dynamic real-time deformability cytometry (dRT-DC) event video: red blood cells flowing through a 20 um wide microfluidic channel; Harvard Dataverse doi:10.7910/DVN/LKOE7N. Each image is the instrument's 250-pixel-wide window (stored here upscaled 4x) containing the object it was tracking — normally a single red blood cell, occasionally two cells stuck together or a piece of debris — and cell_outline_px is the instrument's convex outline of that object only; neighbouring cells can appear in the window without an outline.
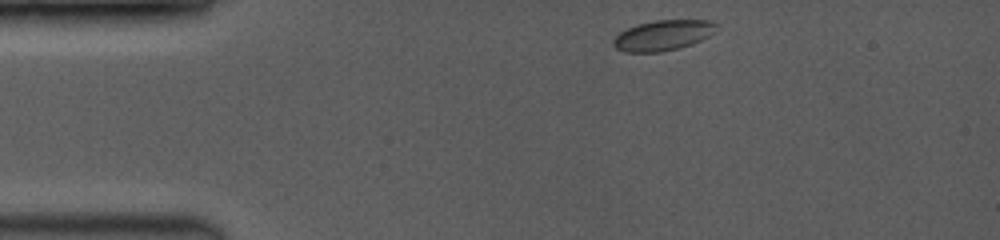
{"species": "common noctule bat (a hibernating species)", "species_latin": "Nyctalus noctula", "temperature_condition": "room temperature", "stored_images_in_passage": 37, "camera_frame_rate_fps": 3500, "um_per_image_px": 0.085, "animal": {"sex": "female", "body_mass_g": 19.0, "forearm_length_mm": 53.3}, "frame": {"image": 1, "passage_image": 1, "time_ms": 0.0, "image_size_px": [1000, 240], "cell_outline_px": [[720, 28], [716, 32], [692, 44], [680, 48], [660, 52], [624, 52], [616, 48], [612, 44], [612, 40], [620, 32], [628, 28], [640, 24], [656, 20], [708, 20], [716, 24]], "centroid_in_image_um": [56.38, 3.01], "position_along_channel_um": 28.6, "area_um2": 18.26}}
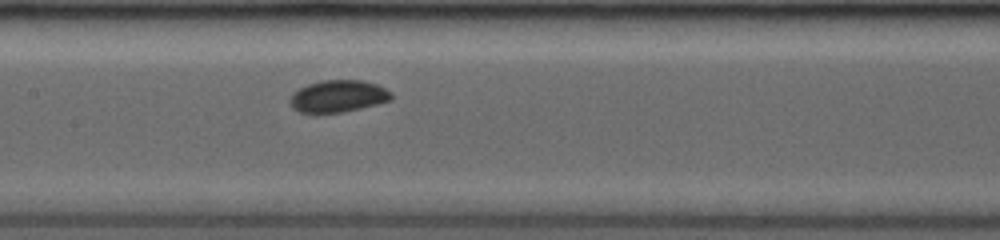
{"frame": {"image": 2, "passage_image": 16, "time_ms": 5.143, "image_size_px": [1000, 240], "cell_outline_px": [[392, 100], [344, 112], [300, 112], [292, 108], [288, 100], [292, 92], [308, 84], [320, 80], [364, 80], [376, 84], [392, 92]], "centroid_in_image_um": [28.72, 8.16], "position_along_channel_um": 178.7, "area_um2": 18.96}}
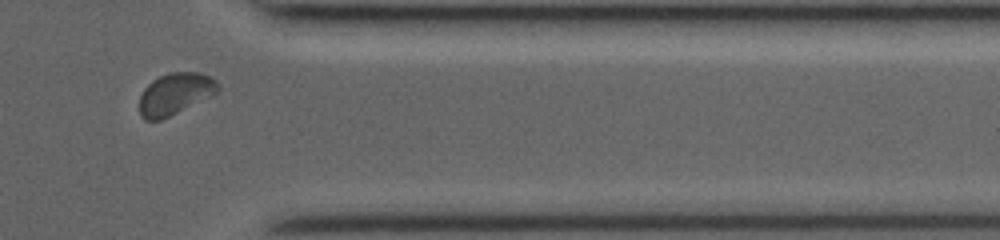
{"frame": {"image": 3, "passage_image": 31, "time_ms": 10.571, "image_size_px": [1000, 240], "cell_outline_px": [[220, 88], [212, 96], [160, 120], [144, 120], [140, 116], [140, 96], [144, 88], [152, 80], [168, 72], [200, 72], [216, 80]], "centroid_in_image_um": [14.88, 7.97], "position_along_channel_um": 396.5, "area_um2": 19.02}, "authors_computed_cell_mechanics": {"area_um2": 18.785, "velocity_mm_per_s": 4.0548, "shape_relaxation_time_tau1_ms": 5.7888, "shape_relaxation_time_tau2_ms": null, "deformation_change_tau1": 0.066, "deformation_change_tau2": null}}